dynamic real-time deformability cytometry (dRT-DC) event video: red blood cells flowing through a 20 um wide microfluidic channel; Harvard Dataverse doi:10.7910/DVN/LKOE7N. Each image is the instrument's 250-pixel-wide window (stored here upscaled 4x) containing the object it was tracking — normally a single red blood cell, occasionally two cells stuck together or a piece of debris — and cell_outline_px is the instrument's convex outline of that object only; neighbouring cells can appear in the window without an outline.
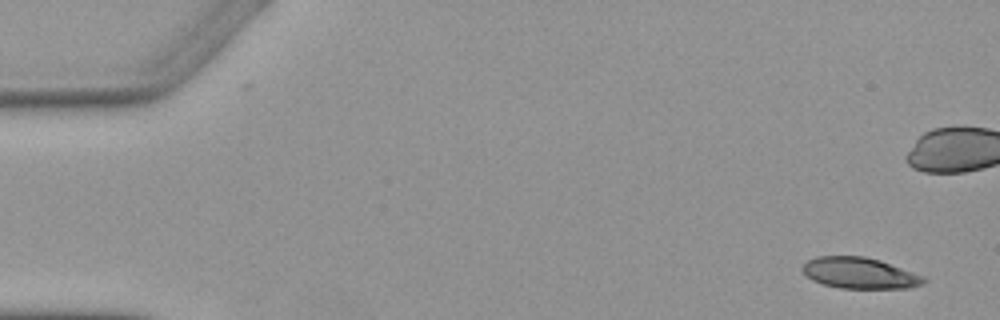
{"species": "Egyptian fruit bat (a non-hibernating species)", "species_latin": "Rousettus aegyptiacus", "temperature_condition": "warm", "stored_images_in_passage": 8, "camera_frame_rate_fps": 3000, "um_per_image_px": 0.085, "animal": {"sex": "female"}, "frame": {"image": 1, "passage_image": 1, "time_ms": 0.0, "image_size_px": [1000, 320], "cell_outline_px": [[928, 280], [924, 284], [912, 288], [840, 288], [824, 284], [812, 280], [800, 268], [808, 260], [816, 256], [864, 256], [880, 260], [924, 276]], "centroid_in_image_um": [73.1, 23.21], "position_along_channel_um": 11.9, "area_um2": 22.02}}
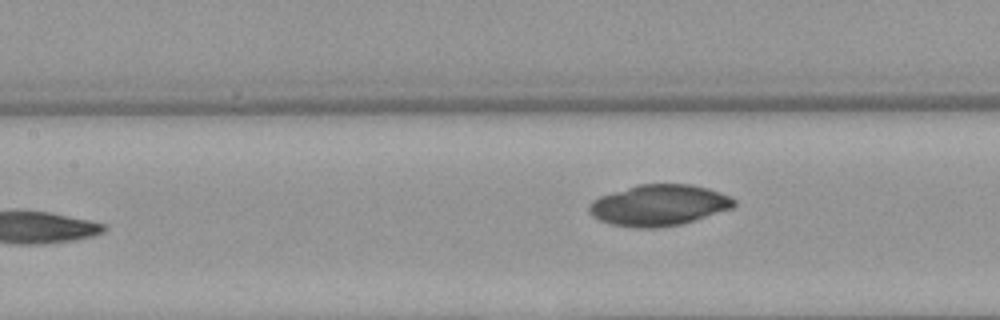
{"frame": {"image": 2, "passage_image": 8, "time_ms": 8.333, "image_size_px": [1000, 320], "cell_outline_px": [[736, 204], [732, 208], [680, 224], [652, 228], [636, 228], [608, 224], [592, 216], [588, 212], [588, 204], [592, 200], [600, 196], [612, 192], [640, 184], [692, 184], [708, 188], [720, 192], [736, 200]], "centroid_in_image_um": [55.96, 17.44], "position_along_channel_um": 151.4, "area_um2": 34.62}}